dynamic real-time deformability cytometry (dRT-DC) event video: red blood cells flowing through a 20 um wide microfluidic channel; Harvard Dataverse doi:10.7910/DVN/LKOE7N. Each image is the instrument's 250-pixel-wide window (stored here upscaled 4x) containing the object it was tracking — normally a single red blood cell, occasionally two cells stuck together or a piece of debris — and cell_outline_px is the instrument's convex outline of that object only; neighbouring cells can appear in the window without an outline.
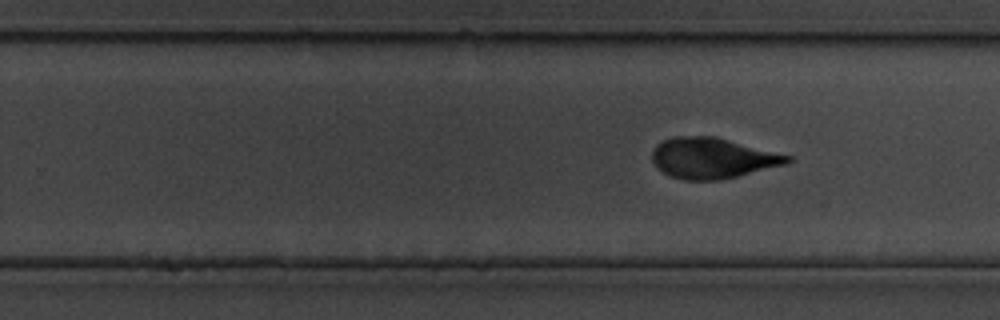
{"species": "common noctule bat (a hibernating species)", "species_latin": "Nyctalus noctula", "temperature_condition": "cold", "stored_images_in_passage": 107, "camera_frame_rate_fps": 3000, "um_per_image_px": 0.085, "animal": {"sex": "male", "body_mass_g": 19.5, "forearm_length_mm": 54.6}, "frame": {"image": 1, "passage_image": 60, "time_ms": 19.667, "image_size_px": [1000, 320], "cell_outline_px": [[792, 160], [788, 164], [720, 180], [684, 180], [668, 176], [652, 160], [652, 152], [656, 144], [672, 136], [716, 136], [792, 156]], "centroid_in_image_um": [60.58, 13.43], "position_along_channel_um": 269.2, "area_um2": 32.14}}
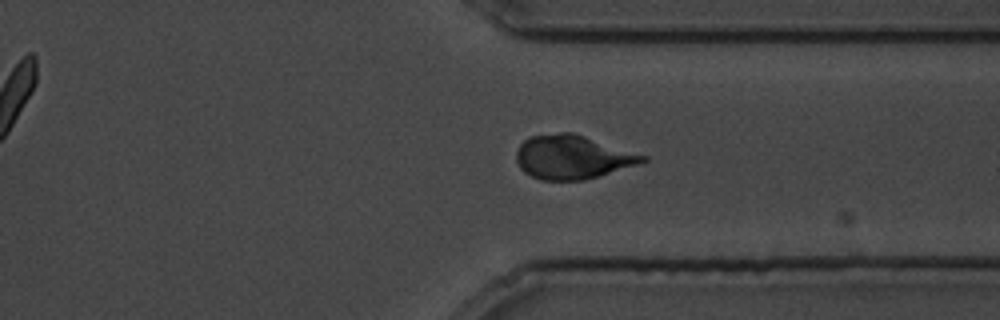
{"frame": {"image": 2, "passage_image": 77, "time_ms": 25.333, "image_size_px": [1000, 320], "cell_outline_px": [[648, 160], [636, 164], [584, 180], [540, 180], [524, 172], [520, 168], [516, 160], [516, 152], [520, 144], [528, 136], [560, 132], [572, 132], [648, 156]], "centroid_in_image_um": [48.61, 13.34], "position_along_channel_um": 362.8, "area_um2": 32.02}}
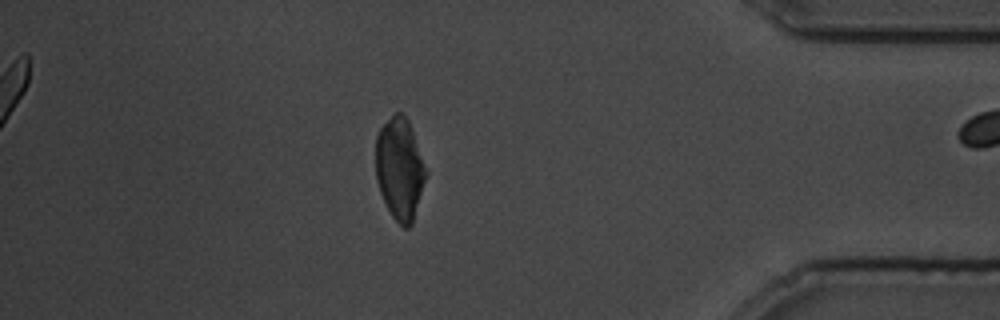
{"frame": {"image": 3, "passage_image": 90, "time_ms": 29.667, "image_size_px": [1000, 320], "cell_outline_px": [[428, 172], [412, 224], [408, 228], [404, 228], [392, 216], [380, 192], [376, 180], [376, 136], [380, 128], [396, 112], [400, 112], [408, 120], [412, 128]], "centroid_in_image_um": [33.99, 14.35], "position_along_channel_um": 401.2, "area_um2": 29.77}}